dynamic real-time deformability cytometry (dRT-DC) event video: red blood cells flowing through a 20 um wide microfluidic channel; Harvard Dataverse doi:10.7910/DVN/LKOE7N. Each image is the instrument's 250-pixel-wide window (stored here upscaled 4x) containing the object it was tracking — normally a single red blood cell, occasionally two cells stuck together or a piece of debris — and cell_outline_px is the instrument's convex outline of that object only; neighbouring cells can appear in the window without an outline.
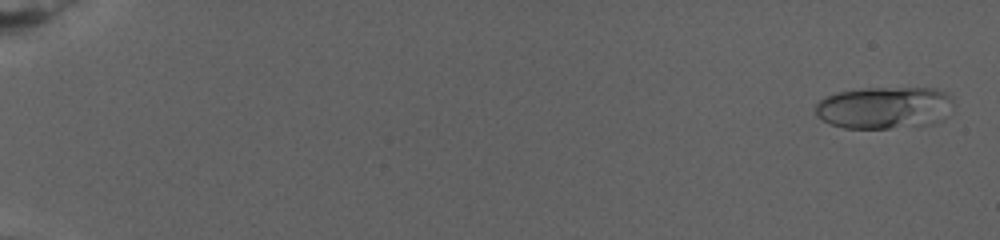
{"species": "human", "species_latin": "Homo sapiens", "temperature_condition": "warm", "stored_images_in_passage": 36, "camera_frame_rate_fps": 3000, "um_per_image_px": 0.085, "donor": {"sex": "female"}, "frame": {"image": 1, "passage_image": 2, "time_ms": 0.667, "image_size_px": [1000, 240], "cell_outline_px": [[952, 104], [944, 120], [932, 124], [888, 128], [844, 128], [832, 124], [816, 116], [816, 104], [824, 96], [836, 92], [864, 88], [936, 88], [952, 96]], "centroid_in_image_um": [75.18, 9.14], "position_along_channel_um": 9.8, "area_um2": 34.04}}
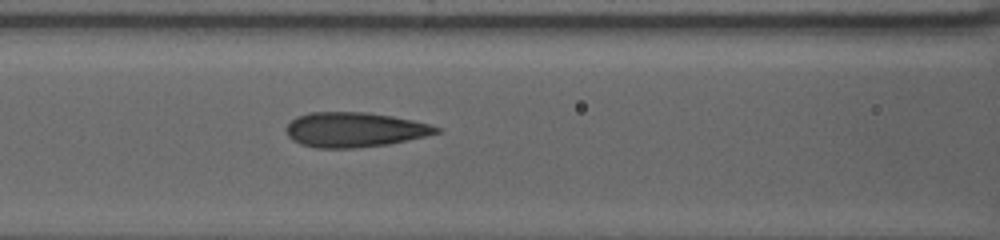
{"frame": {"image": 2, "passage_image": 23, "time_ms": 13.0, "image_size_px": [1000, 240], "cell_outline_px": [[440, 132], [424, 136], [388, 144], [356, 148], [316, 148], [300, 144], [292, 140], [288, 136], [288, 124], [296, 116], [308, 112], [368, 112], [392, 116], [432, 124], [440, 128]], "centroid_in_image_um": [30.13, 11.02], "position_along_channel_um": 136.5, "area_um2": 30.4}}
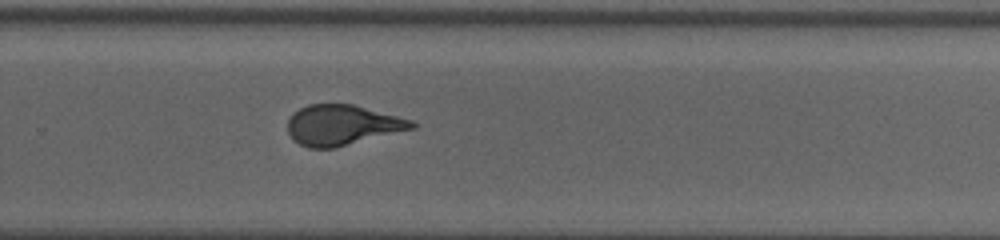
{"frame": {"image": 3, "passage_image": 36, "time_ms": 19.333, "image_size_px": [1000, 240], "cell_outline_px": [[416, 128], [336, 148], [308, 148], [292, 140], [288, 132], [288, 120], [292, 112], [308, 104], [352, 104], [412, 120], [416, 124]], "centroid_in_image_um": [29.07, 10.64], "position_along_channel_um": 300.7, "area_um2": 29.3}}